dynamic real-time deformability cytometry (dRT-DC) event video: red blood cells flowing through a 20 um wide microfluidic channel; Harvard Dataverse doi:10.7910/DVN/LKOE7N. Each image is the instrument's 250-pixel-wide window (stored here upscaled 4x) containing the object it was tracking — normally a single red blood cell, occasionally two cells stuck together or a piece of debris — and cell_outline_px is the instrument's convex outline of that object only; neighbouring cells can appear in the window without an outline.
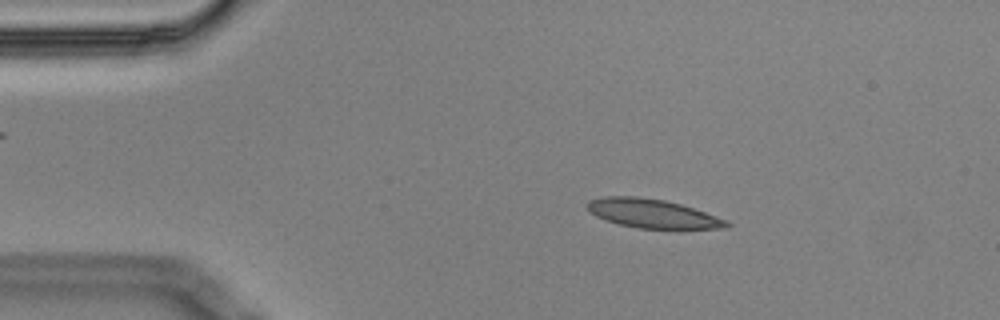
{"species": "Egyptian fruit bat (a non-hibernating species)", "species_latin": "Rousettus aegyptiacus", "temperature_condition": "cold", "stored_images_in_passage": 9, "camera_frame_rate_fps": 3000, "um_per_image_px": 0.085, "animal": {"sex": "male"}, "frame": {"image": 1, "passage_image": 2, "time_ms": 0.333, "image_size_px": [1000, 320], "cell_outline_px": [[732, 224], [728, 228], [680, 232], [636, 228], [604, 220], [588, 212], [588, 200], [604, 196], [636, 196], [664, 200], [680, 204], [728, 220]], "centroid_in_image_um": [55.57, 18.22], "position_along_channel_um": 29.4, "area_um2": 24.62}}
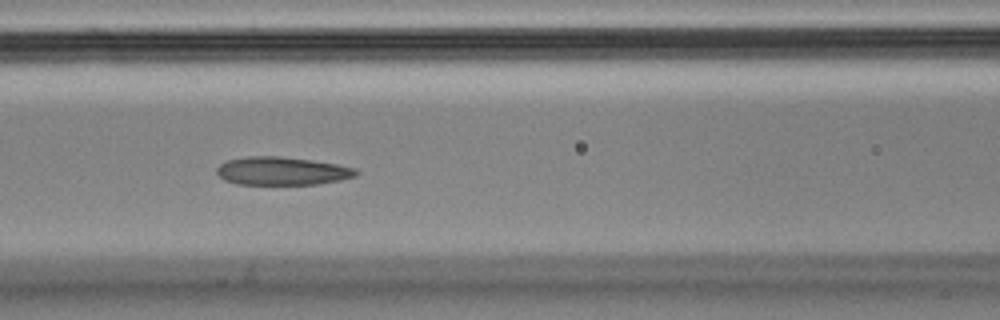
{"frame": {"image": 2, "passage_image": 6, "time_ms": 1.667, "image_size_px": [1000, 320], "cell_outline_px": [[360, 172], [356, 176], [340, 180], [316, 184], [236, 184], [224, 180], [216, 172], [216, 168], [220, 164], [228, 160], [248, 156], [280, 156], [312, 160], [336, 164], [356, 168]], "centroid_in_image_um": [23.98, 14.53], "position_along_channel_um": 142.6, "area_um2": 22.89}}
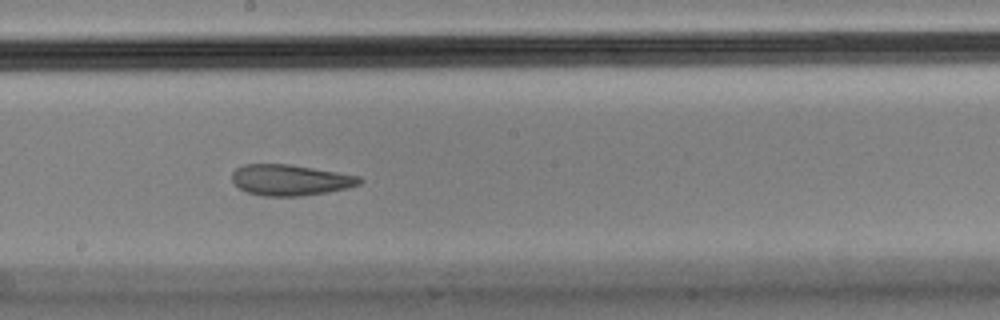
{"frame": {"image": 3, "passage_image": 8, "time_ms": 2.333, "image_size_px": [1000, 320], "cell_outline_px": [[364, 180], [360, 184], [348, 188], [328, 192], [300, 196], [264, 196], [248, 192], [232, 184], [232, 172], [236, 168], [244, 164], [288, 164], [360, 176]], "centroid_in_image_um": [24.66, 15.3], "position_along_channel_um": 223.5, "area_um2": 23.0}}